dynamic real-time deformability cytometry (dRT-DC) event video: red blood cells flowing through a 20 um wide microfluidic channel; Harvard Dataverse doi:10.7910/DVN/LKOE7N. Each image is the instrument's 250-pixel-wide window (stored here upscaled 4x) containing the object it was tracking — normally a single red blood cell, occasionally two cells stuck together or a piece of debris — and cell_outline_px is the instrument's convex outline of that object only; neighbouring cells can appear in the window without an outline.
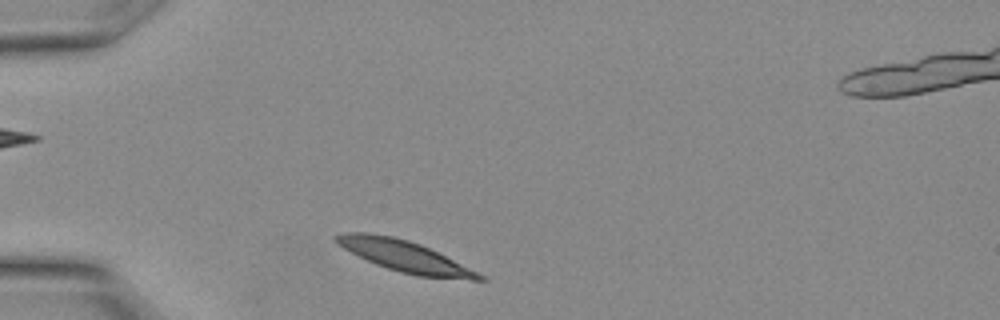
{"species": "Egyptian fruit bat (a non-hibernating species)", "species_latin": "Rousettus aegyptiacus", "temperature_condition": "warm", "stored_images_in_passage": 6, "camera_frame_rate_fps": 3000, "um_per_image_px": 0.085, "animal": {"sex": "female"}, "frame": {"image": 1, "passage_image": 1, "time_ms": 0.0, "image_size_px": [1000, 320], "cell_outline_px": [[488, 280], [472, 280], [416, 276], [400, 272], [376, 264], [336, 244], [332, 240], [332, 236], [344, 232], [368, 232], [392, 236], [408, 240], [420, 244], [484, 276]], "centroid_in_image_um": [34.32, 21.76], "position_along_channel_um": 50.7, "area_um2": 25.55}}
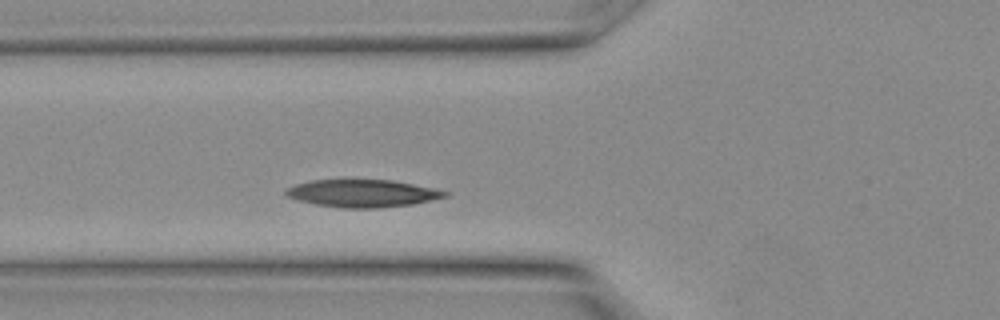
{"frame": {"image": 2, "passage_image": 4, "time_ms": 1.0, "image_size_px": [1000, 320], "cell_outline_px": [[448, 196], [412, 204], [380, 208], [340, 208], [316, 204], [296, 200], [284, 196], [284, 192], [288, 188], [296, 184], [312, 180], [392, 180], [412, 184], [448, 192]], "centroid_in_image_um": [30.74, 16.44], "position_along_channel_um": 95.1, "area_um2": 25.32}}
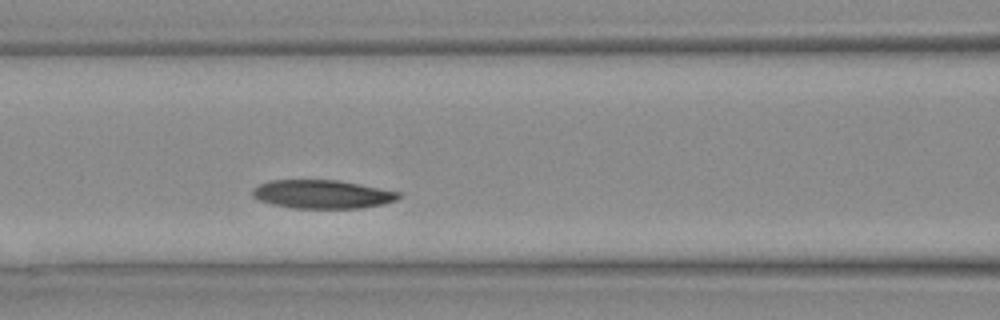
{"frame": {"image": 3, "passage_image": 6, "time_ms": 1.667, "image_size_px": [1000, 320], "cell_outline_px": [[404, 196], [396, 200], [380, 204], [360, 208], [292, 208], [272, 204], [260, 200], [252, 196], [252, 188], [268, 180], [336, 180], [404, 192]], "centroid_in_image_um": [27.42, 16.5], "position_along_channel_um": 139.2, "area_um2": 24.39}}